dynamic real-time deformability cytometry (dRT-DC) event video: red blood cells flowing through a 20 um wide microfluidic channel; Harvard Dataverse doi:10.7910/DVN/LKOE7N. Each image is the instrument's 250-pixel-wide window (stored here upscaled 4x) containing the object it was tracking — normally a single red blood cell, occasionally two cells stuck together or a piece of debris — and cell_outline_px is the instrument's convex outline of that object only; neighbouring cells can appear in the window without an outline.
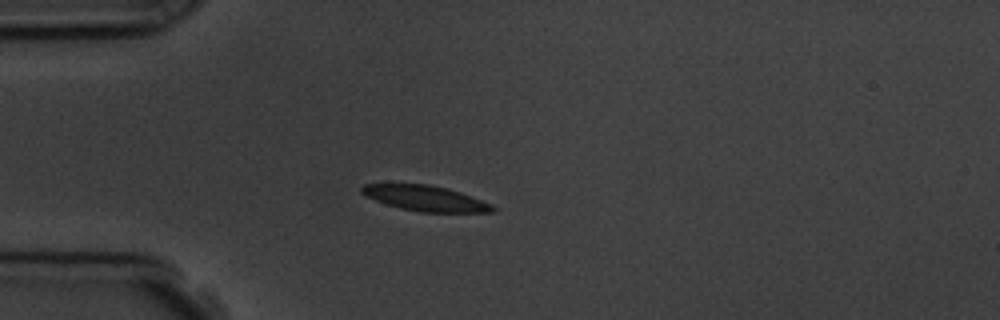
{"species": "common noctule bat (a hibernating species)", "species_latin": "Nyctalus noctula", "temperature_condition": "room temperature", "stored_images_in_passage": 4, "camera_frame_rate_fps": 3000, "um_per_image_px": 0.085, "animal": {"sex": "male", "body_mass_g": 19.5, "forearm_length_mm": 54.6}, "frame": {"image": 1, "passage_image": 4, "time_ms": 3.333, "image_size_px": [1000, 320], "cell_outline_px": [[496, 212], [420, 212], [400, 208], [364, 196], [360, 192], [360, 188], [364, 184], [428, 184], [448, 188], [460, 192], [492, 204], [496, 208]], "centroid_in_image_um": [36.16, 16.85], "position_along_channel_um": 48.8, "area_um2": 19.36}}